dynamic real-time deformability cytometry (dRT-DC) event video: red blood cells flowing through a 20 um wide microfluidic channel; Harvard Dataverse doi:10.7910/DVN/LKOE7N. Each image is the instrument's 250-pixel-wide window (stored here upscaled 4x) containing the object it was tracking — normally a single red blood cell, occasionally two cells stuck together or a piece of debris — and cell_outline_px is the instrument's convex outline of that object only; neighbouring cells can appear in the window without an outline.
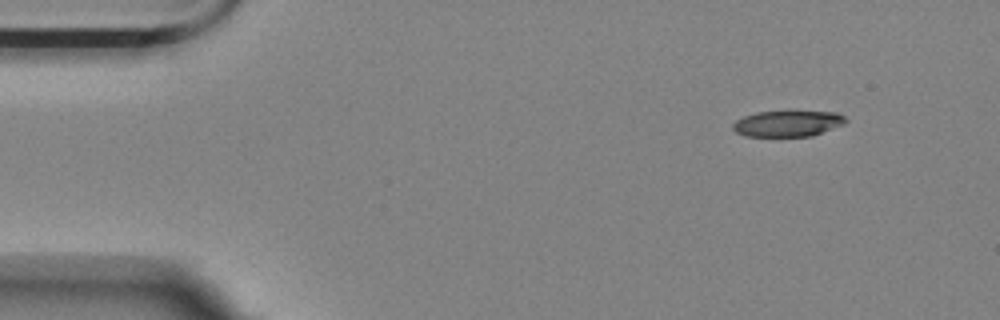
{"species": "Egyptian fruit bat (a non-hibernating species)", "species_latin": "Rousettus aegyptiacus", "temperature_condition": "room temperature", "stored_images_in_passage": 51, "camera_frame_rate_fps": 3000, "um_per_image_px": 0.085, "animal": {"sex": "female"}, "frame": {"image": 1, "passage_image": 1, "time_ms": 0.0, "image_size_px": [1000, 320], "cell_outline_px": [[848, 120], [844, 124], [812, 136], [744, 136], [736, 132], [732, 128], [732, 124], [736, 120], [744, 116], [756, 112], [788, 108], [792, 108], [836, 112], [844, 116]], "centroid_in_image_um": [66.98, 10.43], "position_along_channel_um": 18.0, "area_um2": 18.15}}
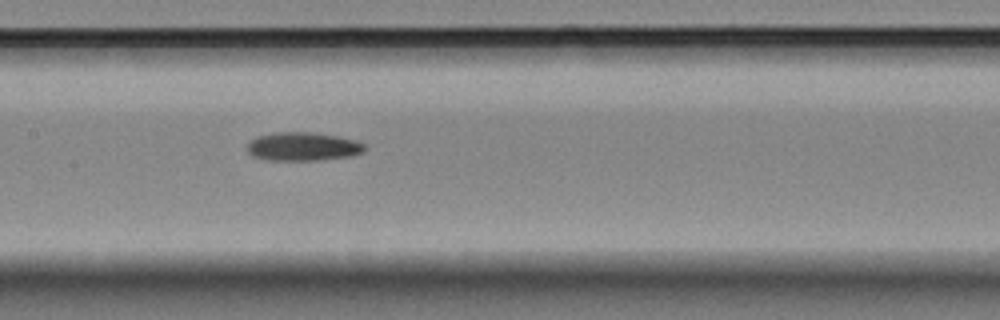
{"frame": {"image": 2, "passage_image": 22, "time_ms": 7.0, "image_size_px": [1000, 320], "cell_outline_px": [[368, 148], [364, 152], [352, 156], [316, 160], [264, 160], [252, 156], [248, 152], [248, 144], [256, 136], [276, 132], [312, 132], [336, 136], [356, 140], [364, 144]], "centroid_in_image_um": [25.76, 12.46], "position_along_channel_um": 181.6, "area_um2": 19.65}}
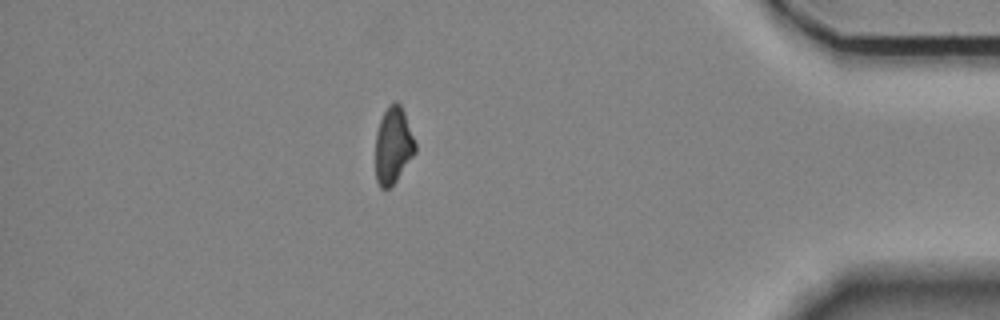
{"frame": {"image": 3, "passage_image": 44, "time_ms": 14.333, "image_size_px": [1000, 320], "cell_outline_px": [[416, 152], [396, 180], [388, 188], [380, 188], [376, 180], [376, 132], [380, 120], [388, 104], [396, 100], [400, 104], [404, 112], [416, 144]], "centroid_in_image_um": [33.41, 12.34], "position_along_channel_um": 401.8, "area_um2": 17.63}, "authors_computed_cell_mechanics": {"area_um2": 19.0162, "velocity_mm_per_s": 3.5636, "shape_relaxation_time_tau1_ms": 7.6783, "shape_relaxation_time_tau2_ms": null, "deformation_change_tau1": 0.1812, "deformation_change_tau2": null}}